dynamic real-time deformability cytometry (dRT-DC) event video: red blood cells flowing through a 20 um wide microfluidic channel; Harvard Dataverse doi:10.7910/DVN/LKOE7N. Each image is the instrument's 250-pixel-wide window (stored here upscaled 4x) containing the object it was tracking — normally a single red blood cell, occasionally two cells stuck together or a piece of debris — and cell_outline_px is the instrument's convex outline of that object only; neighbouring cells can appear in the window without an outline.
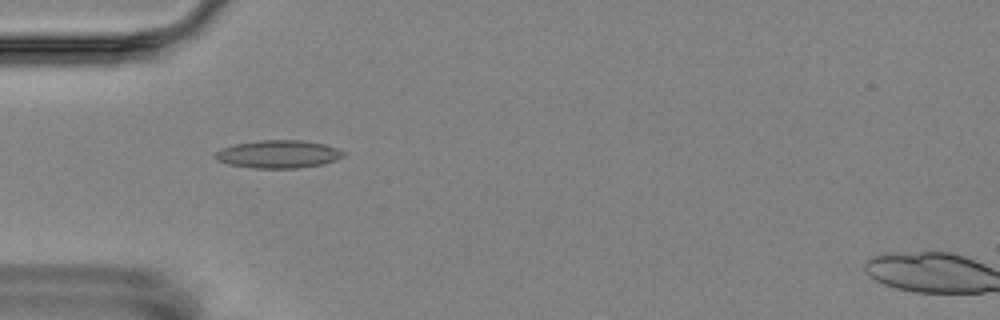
{"species": "Egyptian fruit bat (a non-hibernating species)", "species_latin": "Rousettus aegyptiacus", "temperature_condition": "room temperature", "stored_images_in_passage": 5, "camera_frame_rate_fps": 3000, "um_per_image_px": 0.085, "animal": {"sex": "female"}, "frame": {"image": 1, "passage_image": 4, "time_ms": 4.333, "image_size_px": [1000, 320], "cell_outline_px": [[344, 156], [336, 160], [324, 164], [300, 168], [252, 168], [228, 164], [216, 160], [212, 156], [220, 148], [232, 144], [260, 140], [304, 140], [324, 144], [336, 148], [344, 152]], "centroid_in_image_um": [23.62, 13.1], "position_along_channel_um": 61.4, "area_um2": 21.1}}